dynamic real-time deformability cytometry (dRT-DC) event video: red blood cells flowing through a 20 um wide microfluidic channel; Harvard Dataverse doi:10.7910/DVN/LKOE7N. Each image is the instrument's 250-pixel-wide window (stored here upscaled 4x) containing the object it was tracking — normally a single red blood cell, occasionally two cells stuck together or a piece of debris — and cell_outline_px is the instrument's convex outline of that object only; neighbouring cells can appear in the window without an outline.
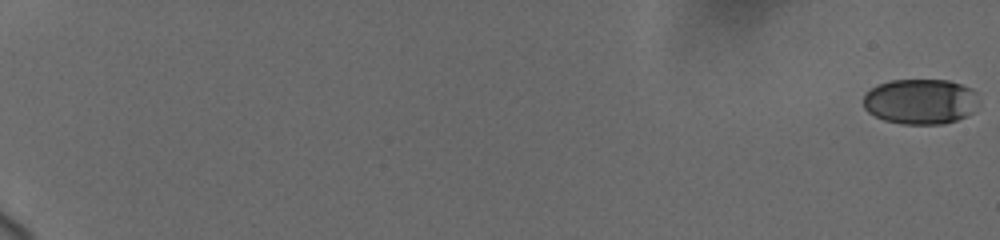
{"species": "human", "species_latin": "Homo sapiens", "temperature_condition": "cold", "stored_images_in_passage": 13, "camera_frame_rate_fps": 3000, "um_per_image_px": 0.085, "donor": {"sex": "female"}, "frame": {"image": 1, "passage_image": 1, "time_ms": 0.0, "image_size_px": [1000, 240], "cell_outline_px": [[976, 100], [972, 112], [956, 120], [944, 124], [904, 124], [884, 120], [868, 112], [864, 108], [864, 96], [872, 88], [880, 84], [892, 80], [948, 80], [972, 88], [976, 92]], "centroid_in_image_um": [78.22, 8.63], "position_along_channel_um": 6.8, "area_um2": 30.17}}